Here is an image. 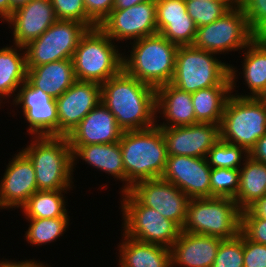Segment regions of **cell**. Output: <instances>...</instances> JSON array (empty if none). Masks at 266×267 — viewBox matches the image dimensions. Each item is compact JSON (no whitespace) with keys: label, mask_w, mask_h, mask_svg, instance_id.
<instances>
[{"label":"cell","mask_w":266,"mask_h":267,"mask_svg":"<svg viewBox=\"0 0 266 267\" xmlns=\"http://www.w3.org/2000/svg\"><path fill=\"white\" fill-rule=\"evenodd\" d=\"M101 102L115 116L123 131L156 125V89L123 69L101 84Z\"/></svg>","instance_id":"1"},{"label":"cell","mask_w":266,"mask_h":267,"mask_svg":"<svg viewBox=\"0 0 266 267\" xmlns=\"http://www.w3.org/2000/svg\"><path fill=\"white\" fill-rule=\"evenodd\" d=\"M126 175V191L135 183L161 178L168 158L162 130L157 125L124 131L119 141Z\"/></svg>","instance_id":"2"},{"label":"cell","mask_w":266,"mask_h":267,"mask_svg":"<svg viewBox=\"0 0 266 267\" xmlns=\"http://www.w3.org/2000/svg\"><path fill=\"white\" fill-rule=\"evenodd\" d=\"M130 45V56L122 52L123 70L127 74L155 89L171 83L179 46L159 33L132 41Z\"/></svg>","instance_id":"3"},{"label":"cell","mask_w":266,"mask_h":267,"mask_svg":"<svg viewBox=\"0 0 266 267\" xmlns=\"http://www.w3.org/2000/svg\"><path fill=\"white\" fill-rule=\"evenodd\" d=\"M238 70L230 64L232 94L226 101L220 124L221 140L248 152L266 134V104L255 97L234 96ZM237 75V76H236Z\"/></svg>","instance_id":"4"},{"label":"cell","mask_w":266,"mask_h":267,"mask_svg":"<svg viewBox=\"0 0 266 267\" xmlns=\"http://www.w3.org/2000/svg\"><path fill=\"white\" fill-rule=\"evenodd\" d=\"M21 150L33 163L38 190L74 188L72 149L67 137L33 136Z\"/></svg>","instance_id":"5"},{"label":"cell","mask_w":266,"mask_h":267,"mask_svg":"<svg viewBox=\"0 0 266 267\" xmlns=\"http://www.w3.org/2000/svg\"><path fill=\"white\" fill-rule=\"evenodd\" d=\"M117 45L99 27L88 29L72 57L76 80L102 84L117 75L123 69Z\"/></svg>","instance_id":"6"},{"label":"cell","mask_w":266,"mask_h":267,"mask_svg":"<svg viewBox=\"0 0 266 267\" xmlns=\"http://www.w3.org/2000/svg\"><path fill=\"white\" fill-rule=\"evenodd\" d=\"M241 211L231 198L190 199L181 231L232 239L240 234Z\"/></svg>","instance_id":"7"},{"label":"cell","mask_w":266,"mask_h":267,"mask_svg":"<svg viewBox=\"0 0 266 267\" xmlns=\"http://www.w3.org/2000/svg\"><path fill=\"white\" fill-rule=\"evenodd\" d=\"M171 84L189 93L218 85H231L230 64L222 62L217 54L193 45L179 46Z\"/></svg>","instance_id":"8"},{"label":"cell","mask_w":266,"mask_h":267,"mask_svg":"<svg viewBox=\"0 0 266 267\" xmlns=\"http://www.w3.org/2000/svg\"><path fill=\"white\" fill-rule=\"evenodd\" d=\"M122 195V196H121ZM122 231L126 236L144 243L171 248L181 228L157 210L142 205L129 191L120 194Z\"/></svg>","instance_id":"9"},{"label":"cell","mask_w":266,"mask_h":267,"mask_svg":"<svg viewBox=\"0 0 266 267\" xmlns=\"http://www.w3.org/2000/svg\"><path fill=\"white\" fill-rule=\"evenodd\" d=\"M255 34L250 30L245 13L235 3L214 22L197 28L194 47L217 55L243 50Z\"/></svg>","instance_id":"10"},{"label":"cell","mask_w":266,"mask_h":267,"mask_svg":"<svg viewBox=\"0 0 266 267\" xmlns=\"http://www.w3.org/2000/svg\"><path fill=\"white\" fill-rule=\"evenodd\" d=\"M89 28L77 21L57 20L25 47L27 66L72 59L81 37Z\"/></svg>","instance_id":"11"},{"label":"cell","mask_w":266,"mask_h":267,"mask_svg":"<svg viewBox=\"0 0 266 267\" xmlns=\"http://www.w3.org/2000/svg\"><path fill=\"white\" fill-rule=\"evenodd\" d=\"M114 42L130 43L158 33L156 0H149L127 9H112L98 26Z\"/></svg>","instance_id":"12"},{"label":"cell","mask_w":266,"mask_h":267,"mask_svg":"<svg viewBox=\"0 0 266 267\" xmlns=\"http://www.w3.org/2000/svg\"><path fill=\"white\" fill-rule=\"evenodd\" d=\"M128 191L142 205L157 210L182 228L190 198L174 184L155 178L137 182Z\"/></svg>","instance_id":"13"},{"label":"cell","mask_w":266,"mask_h":267,"mask_svg":"<svg viewBox=\"0 0 266 267\" xmlns=\"http://www.w3.org/2000/svg\"><path fill=\"white\" fill-rule=\"evenodd\" d=\"M20 106L25 122L28 123L27 134L33 136H58V115L56 101L39 88L32 87L25 81L13 103Z\"/></svg>","instance_id":"14"},{"label":"cell","mask_w":266,"mask_h":267,"mask_svg":"<svg viewBox=\"0 0 266 267\" xmlns=\"http://www.w3.org/2000/svg\"><path fill=\"white\" fill-rule=\"evenodd\" d=\"M56 101L58 136L67 137L101 102V84L76 80Z\"/></svg>","instance_id":"15"},{"label":"cell","mask_w":266,"mask_h":267,"mask_svg":"<svg viewBox=\"0 0 266 267\" xmlns=\"http://www.w3.org/2000/svg\"><path fill=\"white\" fill-rule=\"evenodd\" d=\"M14 155L0 180V210L19 209L38 191L32 161L22 150Z\"/></svg>","instance_id":"16"},{"label":"cell","mask_w":266,"mask_h":267,"mask_svg":"<svg viewBox=\"0 0 266 267\" xmlns=\"http://www.w3.org/2000/svg\"><path fill=\"white\" fill-rule=\"evenodd\" d=\"M210 173L207 158L168 156L161 178L174 184L190 199L210 198Z\"/></svg>","instance_id":"17"},{"label":"cell","mask_w":266,"mask_h":267,"mask_svg":"<svg viewBox=\"0 0 266 267\" xmlns=\"http://www.w3.org/2000/svg\"><path fill=\"white\" fill-rule=\"evenodd\" d=\"M168 156L206 158L209 150L220 139V125L197 123L194 125L161 128Z\"/></svg>","instance_id":"18"},{"label":"cell","mask_w":266,"mask_h":267,"mask_svg":"<svg viewBox=\"0 0 266 267\" xmlns=\"http://www.w3.org/2000/svg\"><path fill=\"white\" fill-rule=\"evenodd\" d=\"M57 20L51 0H31L15 9L5 22L13 31V44L26 46Z\"/></svg>","instance_id":"19"},{"label":"cell","mask_w":266,"mask_h":267,"mask_svg":"<svg viewBox=\"0 0 266 267\" xmlns=\"http://www.w3.org/2000/svg\"><path fill=\"white\" fill-rule=\"evenodd\" d=\"M123 132L115 116L100 102L80 121L67 138L70 146L109 144L119 142Z\"/></svg>","instance_id":"20"},{"label":"cell","mask_w":266,"mask_h":267,"mask_svg":"<svg viewBox=\"0 0 266 267\" xmlns=\"http://www.w3.org/2000/svg\"><path fill=\"white\" fill-rule=\"evenodd\" d=\"M158 33L177 46L192 45L197 27L187 14L185 0H156Z\"/></svg>","instance_id":"21"},{"label":"cell","mask_w":266,"mask_h":267,"mask_svg":"<svg viewBox=\"0 0 266 267\" xmlns=\"http://www.w3.org/2000/svg\"><path fill=\"white\" fill-rule=\"evenodd\" d=\"M222 240L181 231L170 248L172 267H212Z\"/></svg>","instance_id":"22"},{"label":"cell","mask_w":266,"mask_h":267,"mask_svg":"<svg viewBox=\"0 0 266 267\" xmlns=\"http://www.w3.org/2000/svg\"><path fill=\"white\" fill-rule=\"evenodd\" d=\"M160 117L164 120L162 123L156 119V125L160 128L194 125L195 111L192 93L183 91L171 83L158 87L156 89V118Z\"/></svg>","instance_id":"23"},{"label":"cell","mask_w":266,"mask_h":267,"mask_svg":"<svg viewBox=\"0 0 266 267\" xmlns=\"http://www.w3.org/2000/svg\"><path fill=\"white\" fill-rule=\"evenodd\" d=\"M70 147L72 149L73 173L77 161L79 164L82 159L92 168L112 176L115 181L121 180L123 186L119 188L120 192L126 191V175L119 142Z\"/></svg>","instance_id":"24"},{"label":"cell","mask_w":266,"mask_h":267,"mask_svg":"<svg viewBox=\"0 0 266 267\" xmlns=\"http://www.w3.org/2000/svg\"><path fill=\"white\" fill-rule=\"evenodd\" d=\"M26 81L57 99L76 81L72 59L27 66Z\"/></svg>","instance_id":"25"},{"label":"cell","mask_w":266,"mask_h":267,"mask_svg":"<svg viewBox=\"0 0 266 267\" xmlns=\"http://www.w3.org/2000/svg\"><path fill=\"white\" fill-rule=\"evenodd\" d=\"M118 267H172L171 249L154 243L137 241L121 233Z\"/></svg>","instance_id":"26"},{"label":"cell","mask_w":266,"mask_h":267,"mask_svg":"<svg viewBox=\"0 0 266 267\" xmlns=\"http://www.w3.org/2000/svg\"><path fill=\"white\" fill-rule=\"evenodd\" d=\"M26 80L27 61L25 47L15 44L0 47V104H5L3 100L11 99L12 97L13 103L19 88Z\"/></svg>","instance_id":"27"},{"label":"cell","mask_w":266,"mask_h":267,"mask_svg":"<svg viewBox=\"0 0 266 267\" xmlns=\"http://www.w3.org/2000/svg\"><path fill=\"white\" fill-rule=\"evenodd\" d=\"M241 52H244L241 61L243 72L240 71L239 75L243 74L244 85L250 92L244 95L237 90L233 95L258 98L266 88V47L255 37Z\"/></svg>","instance_id":"28"},{"label":"cell","mask_w":266,"mask_h":267,"mask_svg":"<svg viewBox=\"0 0 266 267\" xmlns=\"http://www.w3.org/2000/svg\"><path fill=\"white\" fill-rule=\"evenodd\" d=\"M231 93V85H218L193 92L195 124L212 123L220 125L226 101Z\"/></svg>","instance_id":"29"},{"label":"cell","mask_w":266,"mask_h":267,"mask_svg":"<svg viewBox=\"0 0 266 267\" xmlns=\"http://www.w3.org/2000/svg\"><path fill=\"white\" fill-rule=\"evenodd\" d=\"M265 194L266 164L248 157L239 169V187L234 201L241 210H245Z\"/></svg>","instance_id":"30"},{"label":"cell","mask_w":266,"mask_h":267,"mask_svg":"<svg viewBox=\"0 0 266 267\" xmlns=\"http://www.w3.org/2000/svg\"><path fill=\"white\" fill-rule=\"evenodd\" d=\"M69 190H38L20 208L25 218H57L68 214L63 193ZM66 200V201H65Z\"/></svg>","instance_id":"31"},{"label":"cell","mask_w":266,"mask_h":267,"mask_svg":"<svg viewBox=\"0 0 266 267\" xmlns=\"http://www.w3.org/2000/svg\"><path fill=\"white\" fill-rule=\"evenodd\" d=\"M29 223L25 231V240L32 246L47 245L60 239L69 228L70 216L57 218H25Z\"/></svg>","instance_id":"32"},{"label":"cell","mask_w":266,"mask_h":267,"mask_svg":"<svg viewBox=\"0 0 266 267\" xmlns=\"http://www.w3.org/2000/svg\"><path fill=\"white\" fill-rule=\"evenodd\" d=\"M248 157L249 153L244 147L220 139L209 150L206 158L211 168L240 169Z\"/></svg>","instance_id":"33"},{"label":"cell","mask_w":266,"mask_h":267,"mask_svg":"<svg viewBox=\"0 0 266 267\" xmlns=\"http://www.w3.org/2000/svg\"><path fill=\"white\" fill-rule=\"evenodd\" d=\"M185 3L187 14L198 28L219 19L237 1L185 0Z\"/></svg>","instance_id":"34"},{"label":"cell","mask_w":266,"mask_h":267,"mask_svg":"<svg viewBox=\"0 0 266 267\" xmlns=\"http://www.w3.org/2000/svg\"><path fill=\"white\" fill-rule=\"evenodd\" d=\"M210 197L235 199L239 187V169L211 168Z\"/></svg>","instance_id":"35"},{"label":"cell","mask_w":266,"mask_h":267,"mask_svg":"<svg viewBox=\"0 0 266 267\" xmlns=\"http://www.w3.org/2000/svg\"><path fill=\"white\" fill-rule=\"evenodd\" d=\"M212 267H244L243 234L241 232L235 238L223 239L220 242Z\"/></svg>","instance_id":"36"},{"label":"cell","mask_w":266,"mask_h":267,"mask_svg":"<svg viewBox=\"0 0 266 267\" xmlns=\"http://www.w3.org/2000/svg\"><path fill=\"white\" fill-rule=\"evenodd\" d=\"M58 20L77 21L89 29L98 25L87 15L83 0H51Z\"/></svg>","instance_id":"37"},{"label":"cell","mask_w":266,"mask_h":267,"mask_svg":"<svg viewBox=\"0 0 266 267\" xmlns=\"http://www.w3.org/2000/svg\"><path fill=\"white\" fill-rule=\"evenodd\" d=\"M245 13L248 26L255 34L266 33V0H237Z\"/></svg>","instance_id":"38"},{"label":"cell","mask_w":266,"mask_h":267,"mask_svg":"<svg viewBox=\"0 0 266 267\" xmlns=\"http://www.w3.org/2000/svg\"><path fill=\"white\" fill-rule=\"evenodd\" d=\"M240 232L248 240L266 245V219L257 217L249 208L241 211Z\"/></svg>","instance_id":"39"},{"label":"cell","mask_w":266,"mask_h":267,"mask_svg":"<svg viewBox=\"0 0 266 267\" xmlns=\"http://www.w3.org/2000/svg\"><path fill=\"white\" fill-rule=\"evenodd\" d=\"M244 267H266V245L248 240L243 235Z\"/></svg>","instance_id":"40"},{"label":"cell","mask_w":266,"mask_h":267,"mask_svg":"<svg viewBox=\"0 0 266 267\" xmlns=\"http://www.w3.org/2000/svg\"><path fill=\"white\" fill-rule=\"evenodd\" d=\"M87 15L99 24L111 13L114 0H83Z\"/></svg>","instance_id":"41"},{"label":"cell","mask_w":266,"mask_h":267,"mask_svg":"<svg viewBox=\"0 0 266 267\" xmlns=\"http://www.w3.org/2000/svg\"><path fill=\"white\" fill-rule=\"evenodd\" d=\"M248 153L254 161L266 164V134L255 143Z\"/></svg>","instance_id":"42"},{"label":"cell","mask_w":266,"mask_h":267,"mask_svg":"<svg viewBox=\"0 0 266 267\" xmlns=\"http://www.w3.org/2000/svg\"><path fill=\"white\" fill-rule=\"evenodd\" d=\"M47 265V266H46ZM49 264H43L40 261H36L33 259L29 260H21L18 262L16 260H9V259H4L2 261L1 267H52L48 266Z\"/></svg>","instance_id":"43"},{"label":"cell","mask_w":266,"mask_h":267,"mask_svg":"<svg viewBox=\"0 0 266 267\" xmlns=\"http://www.w3.org/2000/svg\"><path fill=\"white\" fill-rule=\"evenodd\" d=\"M249 209L257 217L266 219V194L251 205Z\"/></svg>","instance_id":"44"},{"label":"cell","mask_w":266,"mask_h":267,"mask_svg":"<svg viewBox=\"0 0 266 267\" xmlns=\"http://www.w3.org/2000/svg\"><path fill=\"white\" fill-rule=\"evenodd\" d=\"M13 12L14 9L11 7L10 0H0V21L5 23Z\"/></svg>","instance_id":"45"},{"label":"cell","mask_w":266,"mask_h":267,"mask_svg":"<svg viewBox=\"0 0 266 267\" xmlns=\"http://www.w3.org/2000/svg\"><path fill=\"white\" fill-rule=\"evenodd\" d=\"M149 0H114L113 9H127L133 5H137Z\"/></svg>","instance_id":"46"},{"label":"cell","mask_w":266,"mask_h":267,"mask_svg":"<svg viewBox=\"0 0 266 267\" xmlns=\"http://www.w3.org/2000/svg\"><path fill=\"white\" fill-rule=\"evenodd\" d=\"M30 1L31 0H10V4H11V7L15 10L18 7H21Z\"/></svg>","instance_id":"47"},{"label":"cell","mask_w":266,"mask_h":267,"mask_svg":"<svg viewBox=\"0 0 266 267\" xmlns=\"http://www.w3.org/2000/svg\"><path fill=\"white\" fill-rule=\"evenodd\" d=\"M255 37L266 47V33L255 35Z\"/></svg>","instance_id":"48"},{"label":"cell","mask_w":266,"mask_h":267,"mask_svg":"<svg viewBox=\"0 0 266 267\" xmlns=\"http://www.w3.org/2000/svg\"><path fill=\"white\" fill-rule=\"evenodd\" d=\"M258 98L266 104V88Z\"/></svg>","instance_id":"49"},{"label":"cell","mask_w":266,"mask_h":267,"mask_svg":"<svg viewBox=\"0 0 266 267\" xmlns=\"http://www.w3.org/2000/svg\"><path fill=\"white\" fill-rule=\"evenodd\" d=\"M208 1H237V0H208Z\"/></svg>","instance_id":"50"}]
</instances>
